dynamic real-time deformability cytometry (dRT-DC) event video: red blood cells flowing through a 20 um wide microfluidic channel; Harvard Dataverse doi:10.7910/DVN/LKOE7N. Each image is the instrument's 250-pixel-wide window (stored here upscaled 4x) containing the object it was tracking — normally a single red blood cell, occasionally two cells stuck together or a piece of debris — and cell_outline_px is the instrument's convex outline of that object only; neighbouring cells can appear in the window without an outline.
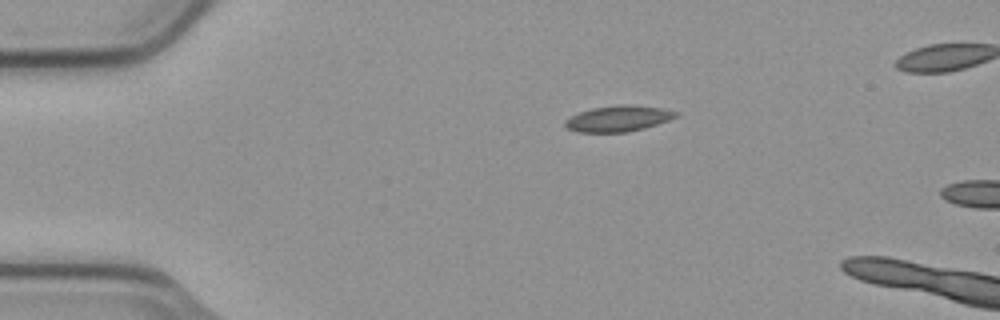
{"species": "common noctule bat (a hibernating species)", "species_latin": "Nyctalus noctula", "temperature_condition": "cold", "stored_images_in_passage": 2, "camera_frame_rate_fps": 3000, "um_per_image_px": 0.085, "animal": {"sex": "male", "body_mass_g": 23.1, "forearm_length_mm": 52.7}, "frame": {"image": 1, "passage_image": 1, "time_ms": 0.0, "image_size_px": [1000, 320], "cell_outline_px": [[680, 116], [644, 128], [628, 132], [576, 132], [568, 128], [564, 124], [564, 120], [580, 112], [592, 108], [620, 104], [632, 104], [660, 108], [680, 112]], "centroid_in_image_um": [52.58, 10.07], "position_along_channel_um": 32.4, "area_um2": 16.76}}